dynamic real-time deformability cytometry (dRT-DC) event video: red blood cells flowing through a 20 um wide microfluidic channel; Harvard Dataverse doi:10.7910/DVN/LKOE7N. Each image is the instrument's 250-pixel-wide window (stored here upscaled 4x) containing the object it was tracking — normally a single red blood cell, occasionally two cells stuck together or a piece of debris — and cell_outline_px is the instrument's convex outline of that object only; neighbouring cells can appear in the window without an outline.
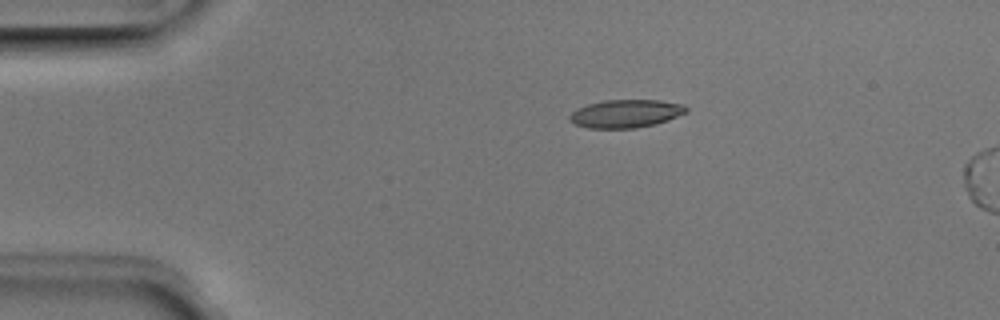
{"species": "Egyptian fruit bat (a non-hibernating species)", "species_latin": "Rousettus aegyptiacus", "temperature_condition": "room temperature", "stored_images_in_passage": 4, "camera_frame_rate_fps": 3000, "um_per_image_px": 0.085, "animal": {"sex": "male"}, "frame": {"image": 1, "passage_image": 3, "time_ms": 0.667, "image_size_px": [1000, 320], "cell_outline_px": [[688, 112], [668, 120], [656, 124], [636, 128], [588, 128], [576, 124], [568, 120], [568, 116], [576, 108], [588, 104], [604, 100], [660, 100], [684, 104], [688, 108]], "centroid_in_image_um": [53.2, 9.65], "position_along_channel_um": 31.8, "area_um2": 19.25}}